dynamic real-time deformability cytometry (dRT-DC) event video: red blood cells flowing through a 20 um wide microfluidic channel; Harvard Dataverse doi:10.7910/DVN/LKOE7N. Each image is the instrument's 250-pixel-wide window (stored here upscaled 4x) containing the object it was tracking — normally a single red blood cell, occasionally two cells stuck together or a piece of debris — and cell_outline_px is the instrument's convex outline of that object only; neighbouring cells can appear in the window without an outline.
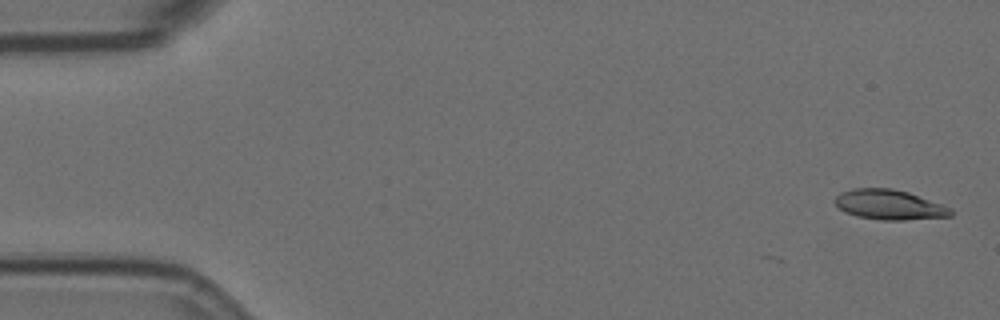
{"species": "Egyptian fruit bat (a non-hibernating species)", "species_latin": "Rousettus aegyptiacus", "temperature_condition": "room temperature", "stored_images_in_passage": 5, "camera_frame_rate_fps": 3000, "um_per_image_px": 0.085, "animal": {"sex": "female"}, "frame": {"image": 1, "passage_image": 1, "time_ms": 0.0, "image_size_px": [1000, 320], "cell_outline_px": [[952, 216], [904, 220], [880, 220], [856, 216], [844, 212], [832, 200], [840, 192], [852, 188], [892, 188], [908, 192], [952, 208]], "centroid_in_image_um": [75.55, 17.4], "position_along_channel_um": 9.4, "area_um2": 20.29}}